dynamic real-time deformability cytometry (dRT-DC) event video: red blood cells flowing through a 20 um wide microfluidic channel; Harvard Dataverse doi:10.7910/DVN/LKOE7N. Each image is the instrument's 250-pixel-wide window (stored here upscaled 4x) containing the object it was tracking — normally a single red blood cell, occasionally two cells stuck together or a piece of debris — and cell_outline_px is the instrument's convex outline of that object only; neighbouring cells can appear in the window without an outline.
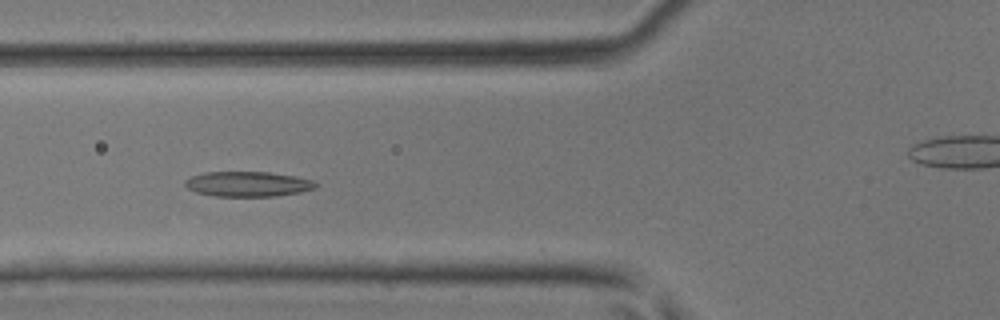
{"species": "common noctule bat (a hibernating species)", "species_latin": "Nyctalus noctula", "temperature_condition": "room temperature", "stored_images_in_passage": 42, "camera_frame_rate_fps": 3000, "um_per_image_px": 0.085, "animal": {"sex": "male", "body_mass_g": 17.9, "forearm_length_mm": 54.2}, "frame": {"image": 1, "passage_image": 13, "time_ms": 4.0, "image_size_px": [1000, 320], "cell_outline_px": [[320, 184], [316, 188], [300, 192], [276, 196], [212, 196], [196, 192], [188, 188], [184, 184], [184, 180], [192, 176], [204, 172], [268, 172], [296, 176], [312, 180]], "centroid_in_image_um": [21.08, 15.64], "position_along_channel_um": 104.7, "area_um2": 19.19}}
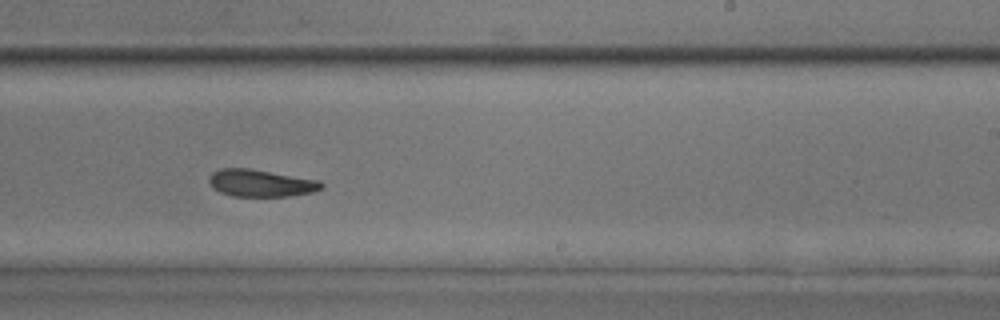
{"frame": {"image": 2, "passage_image": 24, "time_ms": 7.667, "image_size_px": [1000, 320], "cell_outline_px": [[324, 188], [312, 192], [288, 196], [232, 196], [220, 192], [212, 188], [208, 180], [208, 176], [212, 172], [220, 168], [248, 168], [320, 180], [324, 184]], "centroid_in_image_um": [22.15, 15.56], "position_along_channel_um": 266.8, "area_um2": 17.92}}
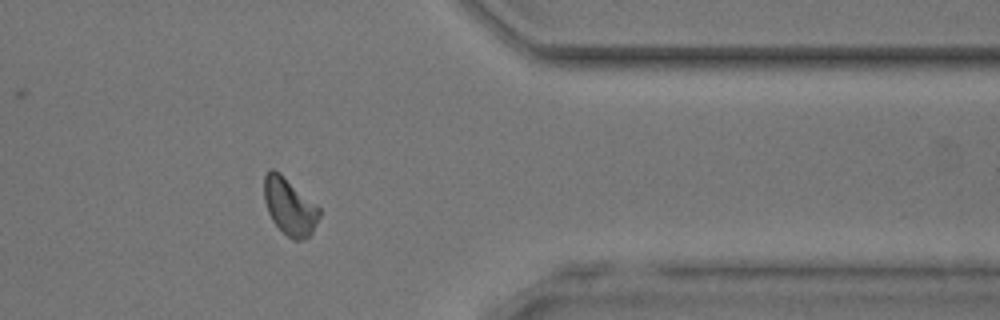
{"frame": {"image": 3, "passage_image": 33, "time_ms": 10.667, "image_size_px": [1000, 320], "cell_outline_px": [[320, 216], [312, 232], [304, 240], [292, 240], [272, 220], [268, 212], [264, 200], [264, 172], [268, 168], [272, 168], [280, 172], [316, 204], [320, 208]], "centroid_in_image_um": [24.6, 17.52], "position_along_channel_um": 386.8, "area_um2": 18.38}}